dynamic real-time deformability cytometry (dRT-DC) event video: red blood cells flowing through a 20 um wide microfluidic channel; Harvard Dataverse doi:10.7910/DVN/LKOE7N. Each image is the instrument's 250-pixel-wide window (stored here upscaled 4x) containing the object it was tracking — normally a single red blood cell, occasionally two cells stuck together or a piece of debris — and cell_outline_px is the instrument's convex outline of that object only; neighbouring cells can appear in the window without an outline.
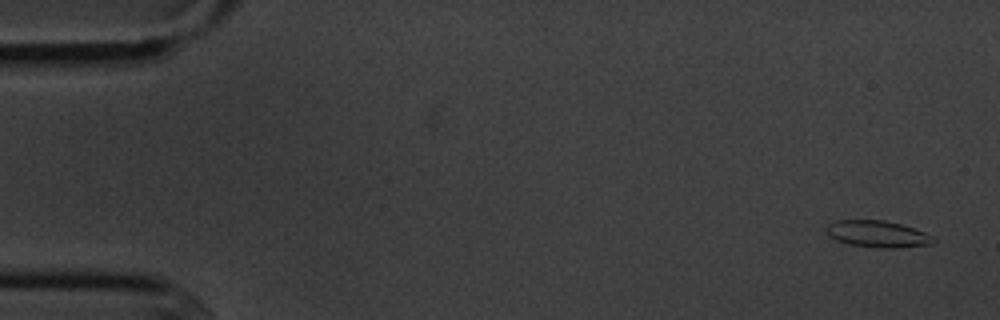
{"species": "common noctule bat (a hibernating species)", "species_latin": "Nyctalus noctula", "temperature_condition": "cold", "stored_images_in_passage": 5, "camera_frame_rate_fps": 3000, "um_per_image_px": 0.085, "animal": {"sex": "male", "body_mass_g": 20.1, "forearm_length_mm": 53.5}, "frame": {"image": 1, "passage_image": 1, "time_ms": 0.0, "image_size_px": [1000, 320], "cell_outline_px": [[936, 240], [932, 244], [896, 248], [876, 248], [848, 244], [836, 240], [828, 236], [824, 228], [828, 224], [836, 220], [884, 220], [900, 224], [924, 232], [932, 236]], "centroid_in_image_um": [74.54, 19.89], "position_along_channel_um": 10.5, "area_um2": 16.76}}
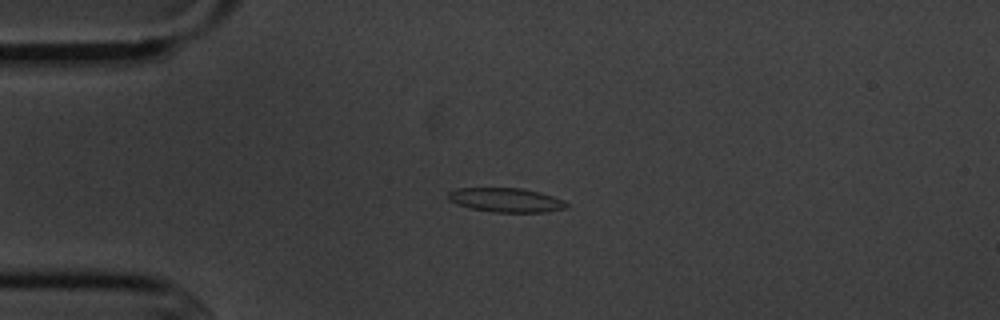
{"frame": {"image": 2, "passage_image": 4, "time_ms": 3.667, "image_size_px": [1000, 320], "cell_outline_px": [[568, 208], [544, 212], [492, 212], [472, 208], [456, 204], [448, 200], [448, 192], [456, 188], [524, 188], [540, 192], [564, 200], [568, 204]], "centroid_in_image_um": [43.01, 17.0], "position_along_channel_um": 42.0, "area_um2": 16.76}}